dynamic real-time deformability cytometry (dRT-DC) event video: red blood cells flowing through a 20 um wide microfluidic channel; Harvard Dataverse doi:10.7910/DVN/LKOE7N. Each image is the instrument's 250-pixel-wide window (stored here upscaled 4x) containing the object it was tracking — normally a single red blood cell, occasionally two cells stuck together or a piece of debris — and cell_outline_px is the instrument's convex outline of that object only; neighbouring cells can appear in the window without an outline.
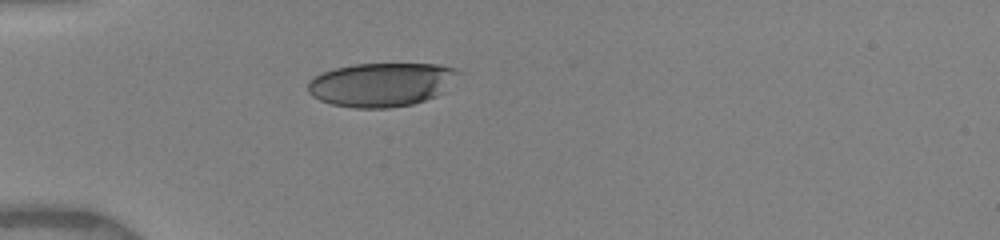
{"species": "human", "species_latin": "Homo sapiens", "temperature_condition": "warm", "stored_images_in_passage": 3, "camera_frame_rate_fps": 3000, "um_per_image_px": 0.085, "donor": {"sex": "female"}, "frame": {"image": 1, "passage_image": 1, "time_ms": 0.0, "image_size_px": [1000, 240], "cell_outline_px": [[464, 72], [448, 92], [412, 104], [388, 108], [356, 108], [332, 104], [320, 100], [312, 96], [308, 92], [308, 84], [316, 76], [332, 68], [352, 64], [440, 64], [460, 68]], "centroid_in_image_um": [32.56, 7.17], "position_along_channel_um": 52.4, "area_um2": 39.19}}